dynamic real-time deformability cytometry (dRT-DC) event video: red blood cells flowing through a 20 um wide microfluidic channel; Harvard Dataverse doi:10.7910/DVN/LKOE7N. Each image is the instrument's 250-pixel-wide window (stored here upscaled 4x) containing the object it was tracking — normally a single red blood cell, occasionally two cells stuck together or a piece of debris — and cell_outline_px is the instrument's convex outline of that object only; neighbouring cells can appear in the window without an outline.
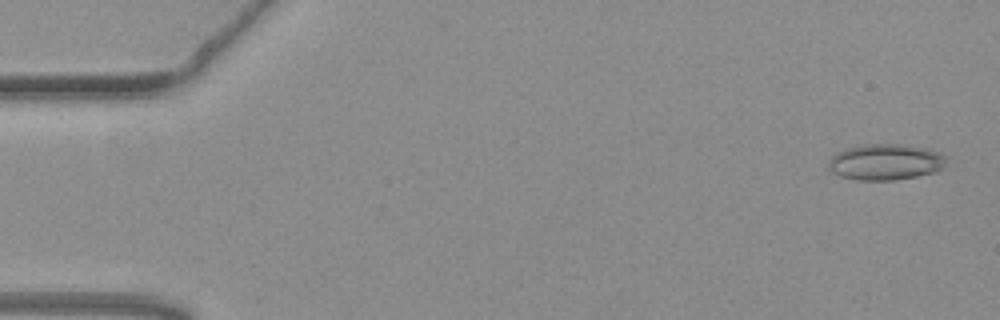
{"species": "common noctule bat (a hibernating species)", "species_latin": "Nyctalus noctula", "temperature_condition": "warm", "stored_images_in_passage": 53, "camera_frame_rate_fps": 3000, "um_per_image_px": 0.085, "animal": {"sex": "female", "body_mass_g": 19.3, "forearm_length_mm": 54.1}, "frame": {"image": 1, "passage_image": 1, "time_ms": 0.0, "image_size_px": [1000, 320], "cell_outline_px": [[948, 156], [944, 168], [936, 172], [896, 180], [856, 180], [840, 176], [832, 172], [828, 168], [828, 160], [832, 156], [848, 148], [868, 144], [892, 144], [924, 148]], "centroid_in_image_um": [75.28, 13.79], "position_along_channel_um": 9.7, "area_um2": 24.62}}
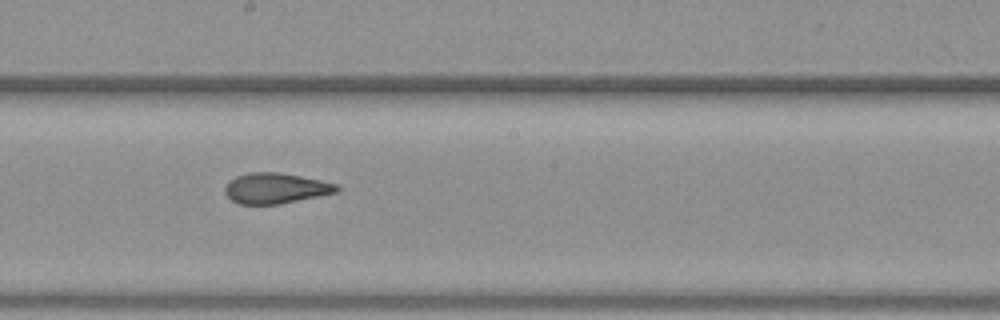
{"frame": {"image": 2, "passage_image": 29, "time_ms": 9.333, "image_size_px": [1000, 320], "cell_outline_px": [[340, 188], [336, 192], [280, 204], [240, 204], [232, 200], [224, 192], [224, 188], [236, 176], [248, 172], [280, 172], [320, 180], [336, 184]], "centroid_in_image_um": [23.41, 15.99], "position_along_channel_um": 224.8, "area_um2": 19.65}}
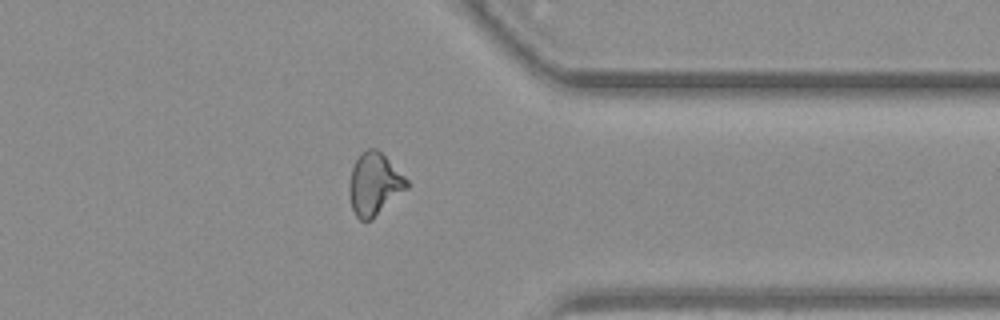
{"frame": {"image": 3, "passage_image": 42, "time_ms": 13.667, "image_size_px": [1000, 320], "cell_outline_px": [[408, 188], [372, 220], [360, 220], [356, 216], [352, 208], [348, 192], [348, 184], [352, 168], [360, 152], [368, 148], [376, 148], [408, 180]], "centroid_in_image_um": [31.79, 15.66], "position_along_channel_um": 379.6, "area_um2": 20.87}, "authors_computed_cell_mechanics": {"area_um2": 20.7502, "velocity_mm_per_s": 3.7771, "shape_relaxation_time_tau1_ms": null, "shape_relaxation_time_tau2_ms": 1.9216, "deformation_change_tau1": null, "deformation_change_tau2": 0.1003}}